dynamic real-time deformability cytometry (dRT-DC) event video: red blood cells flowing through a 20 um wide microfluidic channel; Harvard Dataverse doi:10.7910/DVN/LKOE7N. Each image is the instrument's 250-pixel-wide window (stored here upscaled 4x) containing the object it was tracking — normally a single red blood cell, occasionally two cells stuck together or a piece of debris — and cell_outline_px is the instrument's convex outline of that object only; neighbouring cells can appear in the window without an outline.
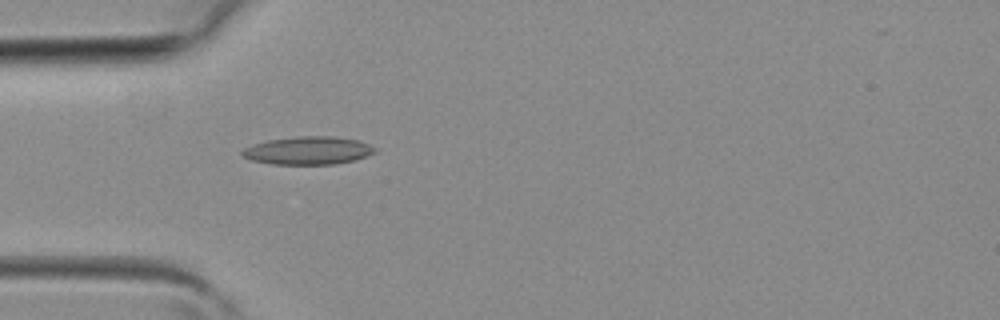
{"species": "common noctule bat (a hibernating species)", "species_latin": "Nyctalus noctula", "temperature_condition": "room temperature", "stored_images_in_passage": 3, "camera_frame_rate_fps": 3000, "um_per_image_px": 0.085, "animal": {"sex": "female", "body_mass_g": 19.3, "forearm_length_mm": 54.1}, "frame": {"image": 1, "passage_image": 3, "time_ms": 0.667, "image_size_px": [1000, 320], "cell_outline_px": [[376, 152], [356, 160], [336, 164], [272, 164], [252, 160], [240, 156], [240, 152], [244, 148], [252, 144], [268, 140], [296, 136], [332, 136], [360, 140], [376, 148]], "centroid_in_image_um": [26.18, 12.79], "position_along_channel_um": 58.8, "area_um2": 21.85}}